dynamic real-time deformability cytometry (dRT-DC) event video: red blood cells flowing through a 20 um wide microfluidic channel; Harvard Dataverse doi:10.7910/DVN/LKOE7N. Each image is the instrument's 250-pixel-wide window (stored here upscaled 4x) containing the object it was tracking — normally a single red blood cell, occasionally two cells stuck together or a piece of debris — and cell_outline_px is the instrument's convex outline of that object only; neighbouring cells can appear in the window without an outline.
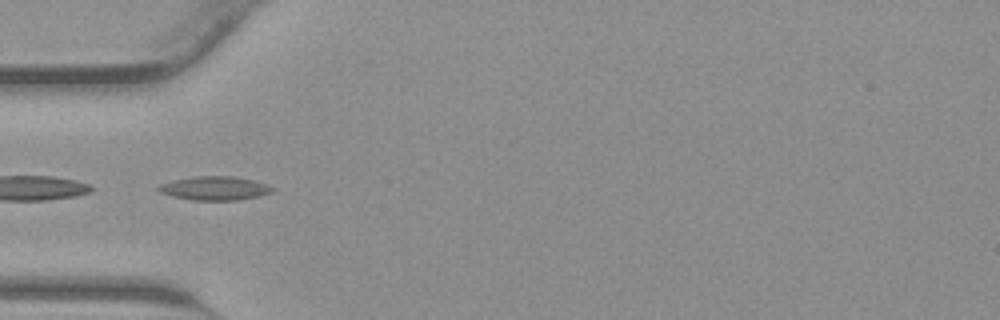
{"species": "common noctule bat (a hibernating species)", "species_latin": "Nyctalus noctula", "temperature_condition": "warm", "stored_images_in_passage": 27, "camera_frame_rate_fps": 3000, "um_per_image_px": 0.085, "animal": {"sex": "male", "body_mass_g": 23.1, "forearm_length_mm": 52.7}, "frame": {"image": 1, "passage_image": 1, "time_ms": 0.0, "image_size_px": [1000, 320], "cell_outline_px": [[276, 188], [272, 192], [260, 196], [240, 200], [192, 200], [172, 196], [160, 192], [156, 188], [160, 184], [172, 180], [196, 176], [232, 176], [256, 180], [268, 184]], "centroid_in_image_um": [18.29, 16.0], "position_along_channel_um": 66.7, "area_um2": 16.01}}